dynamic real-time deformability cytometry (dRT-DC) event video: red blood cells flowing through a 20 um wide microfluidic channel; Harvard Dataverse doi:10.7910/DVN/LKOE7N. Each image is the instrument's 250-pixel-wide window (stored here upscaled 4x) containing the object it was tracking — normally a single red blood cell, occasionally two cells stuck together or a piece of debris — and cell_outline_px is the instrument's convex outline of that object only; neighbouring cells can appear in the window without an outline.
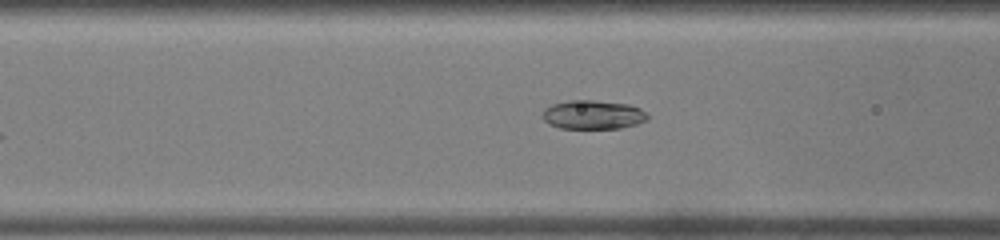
{"species": "common noctule bat (a hibernating species)", "species_latin": "Nyctalus noctula", "temperature_condition": "warm", "stored_images_in_passage": 33, "camera_frame_rate_fps": 3000, "um_per_image_px": 0.085, "animal": {"sex": "male", "body_mass_g": 19.0, "forearm_length_mm": 50.8}, "frame": {"image": 1, "passage_image": 7, "time_ms": 2.0, "image_size_px": [1000, 240], "cell_outline_px": [[648, 120], [636, 124], [620, 128], [560, 128], [548, 124], [540, 116], [544, 108], [552, 104], [568, 100], [592, 100], [628, 104], [640, 108], [648, 116]], "centroid_in_image_um": [50.36, 9.75], "position_along_channel_um": 116.2, "area_um2": 17.8}}
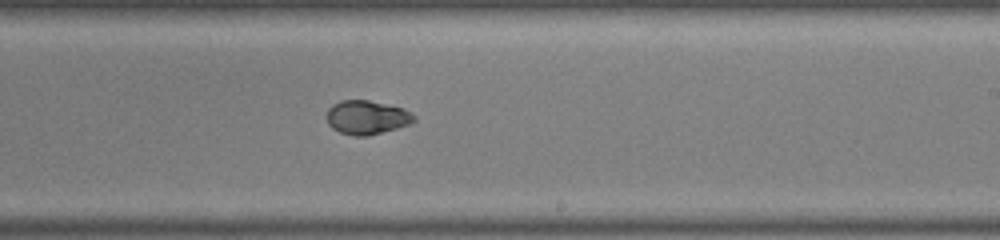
{"frame": {"image": 2, "passage_image": 17, "time_ms": 5.333, "image_size_px": [1000, 240], "cell_outline_px": [[416, 120], [412, 124], [368, 136], [352, 136], [340, 132], [332, 128], [328, 124], [328, 108], [332, 104], [340, 100], [368, 100], [404, 108], [412, 112], [416, 116]], "centroid_in_image_um": [31.22, 9.98], "position_along_channel_um": 257.8, "area_um2": 17.46}}
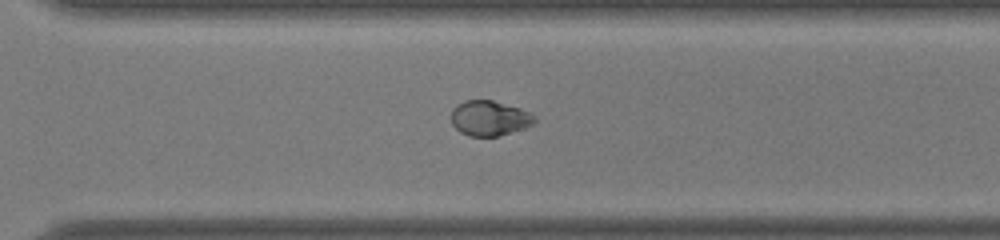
{"frame": {"image": 3, "passage_image": 22, "time_ms": 7.0, "image_size_px": [1000, 240], "cell_outline_px": [[536, 124], [524, 128], [496, 136], [468, 136], [460, 132], [452, 124], [452, 108], [456, 104], [464, 100], [492, 100], [520, 108], [536, 116]], "centroid_in_image_um": [41.6, 10.04], "position_along_channel_um": 329.0, "area_um2": 17.11}, "authors_computed_cell_mechanics": {"area_um2": 17.918, "velocity_mm_per_s": 4.258, "shape_relaxation_time_tau1_ms": 4.8706, "shape_relaxation_time_tau2_ms": 2.8062, "deformation_change_tau1": 0.1966, "deformation_change_tau2": 0.0482}}